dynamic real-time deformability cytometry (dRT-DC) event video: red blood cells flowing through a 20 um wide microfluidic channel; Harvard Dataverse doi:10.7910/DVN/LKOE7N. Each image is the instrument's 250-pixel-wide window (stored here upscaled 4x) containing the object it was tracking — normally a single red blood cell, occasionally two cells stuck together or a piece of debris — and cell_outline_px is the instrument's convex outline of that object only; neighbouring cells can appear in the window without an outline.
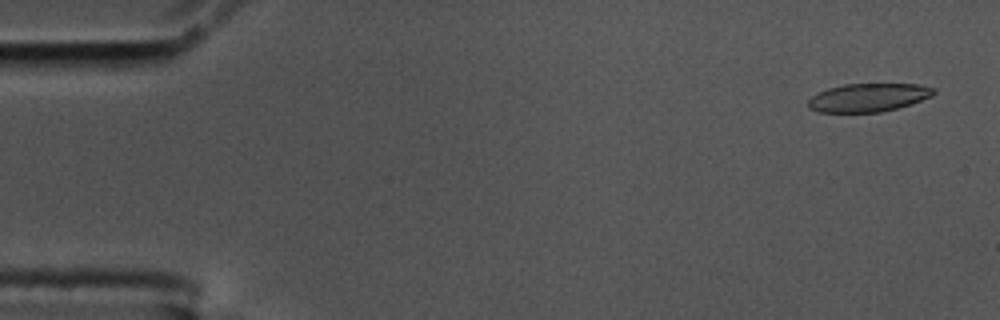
{"species": "common noctule bat (a hibernating species)", "species_latin": "Nyctalus noctula", "temperature_condition": "cold", "stored_images_in_passage": 57, "camera_frame_rate_fps": 3000, "um_per_image_px": 0.085, "animal": {"sex": "male", "body_mass_g": 17.5, "forearm_length_mm": 52.3}, "frame": {"image": 1, "passage_image": 3, "time_ms": 0.667, "image_size_px": [1000, 320], "cell_outline_px": [[936, 92], [932, 96], [896, 108], [880, 112], [820, 112], [808, 108], [808, 100], [812, 96], [828, 88], [844, 84], [920, 84], [936, 88]], "centroid_in_image_um": [73.81, 8.28], "position_along_channel_um": 11.2, "area_um2": 20.58}}
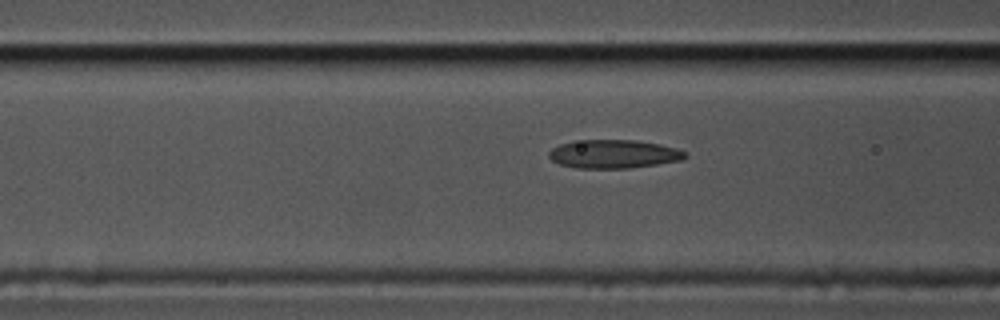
{"frame": {"image": 2, "passage_image": 22, "time_ms": 7.0, "image_size_px": [1000, 320], "cell_outline_px": [[688, 156], [680, 160], [656, 164], [628, 168], [576, 168], [560, 164], [552, 160], [548, 156], [548, 152], [552, 148], [560, 144], [572, 140], [636, 140], [660, 144], [676, 148], [688, 152]], "centroid_in_image_um": [52.15, 13.08], "position_along_channel_um": 114.5, "area_um2": 22.72}}
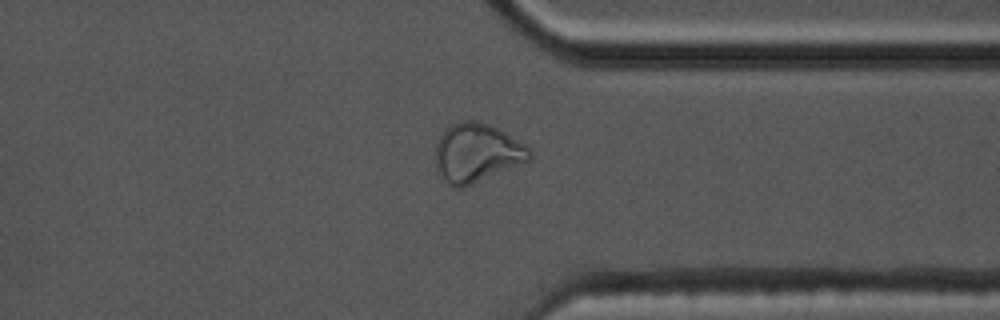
{"frame": {"image": 3, "passage_image": 44, "time_ms": 14.333, "image_size_px": [1000, 320], "cell_outline_px": [[532, 156], [528, 160], [460, 188], [456, 188], [448, 184], [440, 176], [436, 168], [436, 144], [440, 136], [452, 124], [460, 120], [472, 120], [488, 124], [504, 132], [524, 144], [532, 152]], "centroid_in_image_um": [40.48, 12.98], "position_along_channel_um": 370.9, "area_um2": 31.44}, "authors_computed_cell_mechanics": {"area_um2": 22.7732, "velocity_mm_per_s": 3.5216, "shape_relaxation_time_tau1_ms": null, "shape_relaxation_time_tau2_ms": 2.3458, "deformation_change_tau1": null, "deformation_change_tau2": 0.0827}}